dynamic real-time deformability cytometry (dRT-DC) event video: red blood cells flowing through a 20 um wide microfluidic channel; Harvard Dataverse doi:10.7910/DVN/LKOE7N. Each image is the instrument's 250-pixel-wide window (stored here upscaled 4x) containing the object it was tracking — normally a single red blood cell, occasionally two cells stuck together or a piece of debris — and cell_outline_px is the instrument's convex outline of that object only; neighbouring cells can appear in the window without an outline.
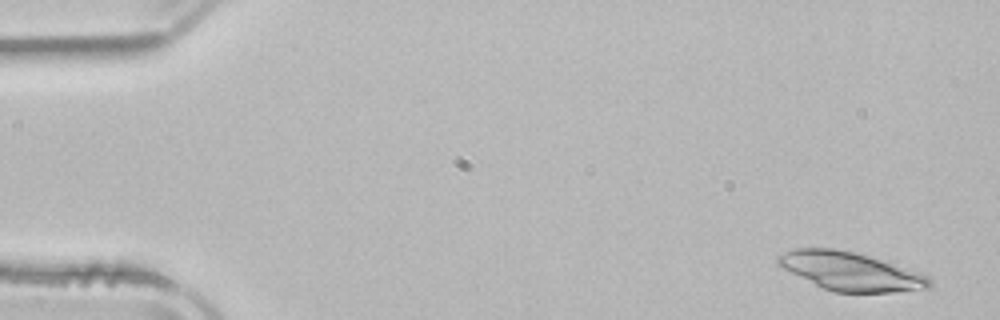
{"species": "common noctule bat (a hibernating species)", "species_latin": "Nyctalus noctula", "temperature_condition": "room temperature", "stored_images_in_passage": 4, "camera_frame_rate_fps": 3000, "um_per_image_px": 0.085, "animal": {"sex": "male", "body_mass_g": 21.5, "forearm_length_mm": 52.0}, "frame": {"image": 1, "passage_image": 1, "time_ms": 0.0, "image_size_px": [1000, 320], "cell_outline_px": [[932, 288], [892, 292], [832, 292], [820, 288], [776, 264], [776, 256], [784, 252], [796, 248], [836, 248], [884, 260], [920, 272], [928, 276], [932, 284]], "centroid_in_image_um": [72.29, 23.07], "position_along_channel_um": 12.7, "area_um2": 34.04}}